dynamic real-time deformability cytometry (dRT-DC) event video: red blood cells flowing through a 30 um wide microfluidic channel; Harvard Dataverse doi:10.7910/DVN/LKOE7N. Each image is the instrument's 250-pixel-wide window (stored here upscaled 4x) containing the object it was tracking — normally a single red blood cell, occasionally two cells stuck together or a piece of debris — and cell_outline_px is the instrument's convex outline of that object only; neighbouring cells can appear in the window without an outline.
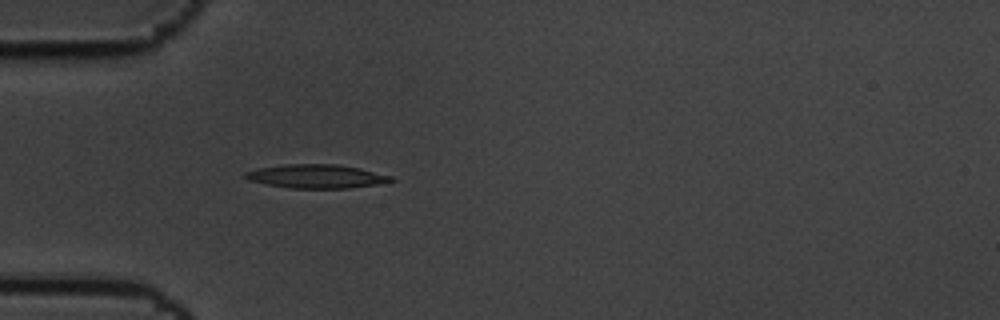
{"species": "common noctule bat (a hibernating species)", "species_latin": "Nyctalus noctula", "temperature_condition": "cold", "stored_images_in_passage": 1, "camera_frame_rate_fps": 3000, "um_per_image_px": 0.085, "animal": {"sex": "male", "body_mass_g": 19.5, "forearm_length_mm": 54.6}, "frame": {"image": 1, "passage_image": 1, "time_ms": 0.0, "image_size_px": [1000, 320], "cell_outline_px": [[396, 180], [376, 184], [348, 188], [288, 188], [248, 180], [244, 176], [244, 172], [260, 168], [284, 164], [336, 164], [360, 168], [392, 176]], "centroid_in_image_um": [26.9, 14.98], "position_along_channel_um": 58.1, "area_um2": 20.0}}